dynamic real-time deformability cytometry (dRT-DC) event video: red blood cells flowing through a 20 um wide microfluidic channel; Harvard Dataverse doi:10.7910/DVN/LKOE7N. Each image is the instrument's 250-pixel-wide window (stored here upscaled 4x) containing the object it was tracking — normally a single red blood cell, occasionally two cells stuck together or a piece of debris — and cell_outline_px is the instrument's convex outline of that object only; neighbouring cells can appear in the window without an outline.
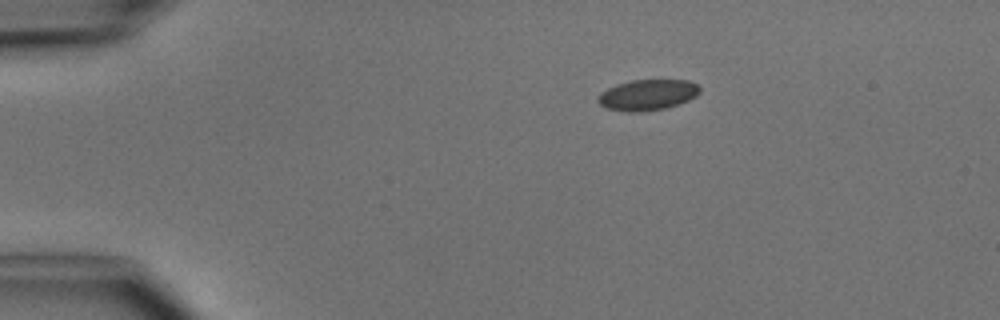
{"species": "common noctule bat (a hibernating species)", "species_latin": "Nyctalus noctula", "temperature_condition": "cold", "stored_images_in_passage": 3, "camera_frame_rate_fps": 3000, "um_per_image_px": 0.085, "animal": {"sex": "male", "body_mass_g": 15.6}, "frame": {"image": 1, "passage_image": 1, "time_ms": 0.0, "image_size_px": [1000, 320], "cell_outline_px": [[700, 92], [696, 96], [680, 104], [664, 108], [640, 112], [628, 112], [608, 108], [600, 104], [596, 100], [596, 96], [600, 92], [616, 84], [632, 80], [688, 80], [700, 84]], "centroid_in_image_um": [55.05, 8.06], "position_along_channel_um": 30.0, "area_um2": 18.44}}
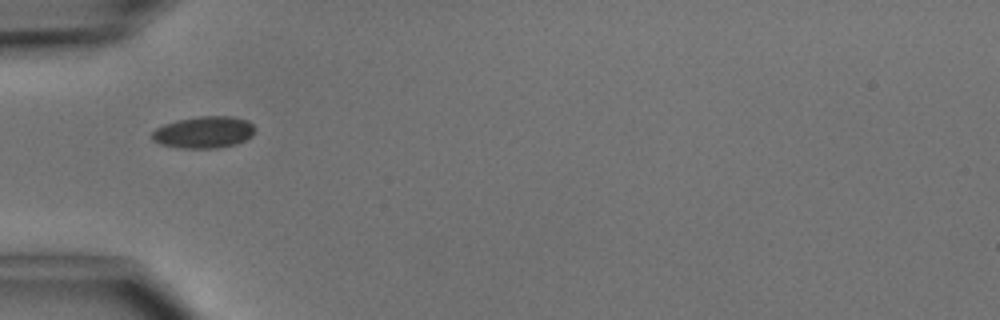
{"frame": {"image": 2, "passage_image": 3, "time_ms": 2.333, "image_size_px": [1000, 320], "cell_outline_px": [[256, 128], [252, 136], [236, 144], [216, 148], [180, 148], [160, 144], [152, 140], [152, 132], [156, 128], [164, 124], [176, 120], [200, 116], [232, 116], [248, 120]], "centroid_in_image_um": [17.33, 11.23], "position_along_channel_um": 67.7, "area_um2": 19.19}}